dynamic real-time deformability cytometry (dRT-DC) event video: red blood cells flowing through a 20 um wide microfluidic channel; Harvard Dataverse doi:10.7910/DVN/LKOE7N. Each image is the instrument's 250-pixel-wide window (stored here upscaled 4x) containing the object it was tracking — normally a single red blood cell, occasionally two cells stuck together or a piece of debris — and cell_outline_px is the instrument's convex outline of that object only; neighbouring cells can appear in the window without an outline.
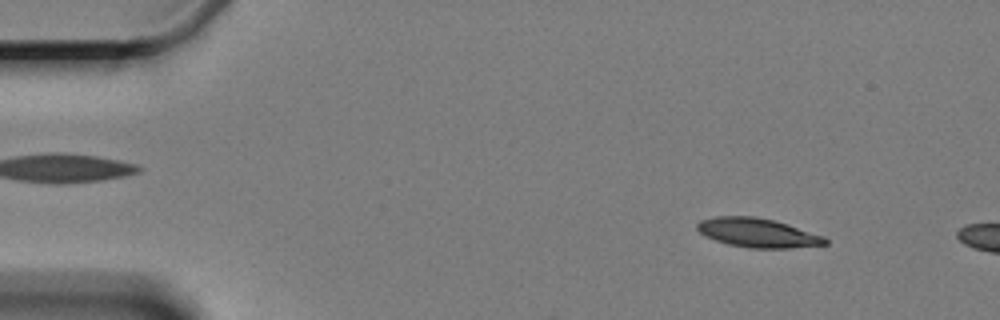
{"species": "Egyptian fruit bat (a non-hibernating species)", "species_latin": "Rousettus aegyptiacus", "temperature_condition": "cold", "stored_images_in_passage": 4, "camera_frame_rate_fps": 3000, "um_per_image_px": 0.085, "animal": {"sex": "female"}, "frame": {"image": 1, "passage_image": 1, "time_ms": 0.0, "image_size_px": [1000, 320], "cell_outline_px": [[828, 244], [792, 248], [748, 248], [728, 244], [704, 236], [696, 228], [696, 224], [700, 220], [716, 216], [756, 216], [788, 224], [824, 236], [828, 240]], "centroid_in_image_um": [64.39, 19.79], "position_along_channel_um": 20.6, "area_um2": 21.79}}
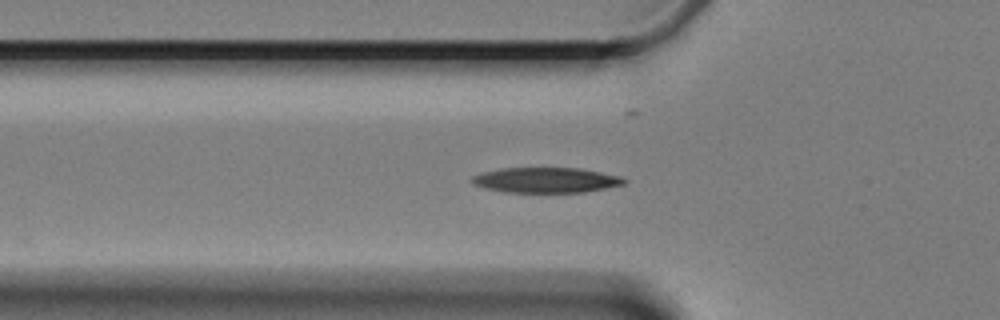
{"frame": {"image": 2, "passage_image": 4, "time_ms": 4.333, "image_size_px": [1000, 320], "cell_outline_px": [[628, 180], [624, 184], [584, 192], [504, 192], [484, 188], [472, 184], [472, 176], [484, 172], [504, 168], [580, 168], [620, 176]], "centroid_in_image_um": [46.4, 15.31], "position_along_channel_um": 79.4, "area_um2": 22.25}}